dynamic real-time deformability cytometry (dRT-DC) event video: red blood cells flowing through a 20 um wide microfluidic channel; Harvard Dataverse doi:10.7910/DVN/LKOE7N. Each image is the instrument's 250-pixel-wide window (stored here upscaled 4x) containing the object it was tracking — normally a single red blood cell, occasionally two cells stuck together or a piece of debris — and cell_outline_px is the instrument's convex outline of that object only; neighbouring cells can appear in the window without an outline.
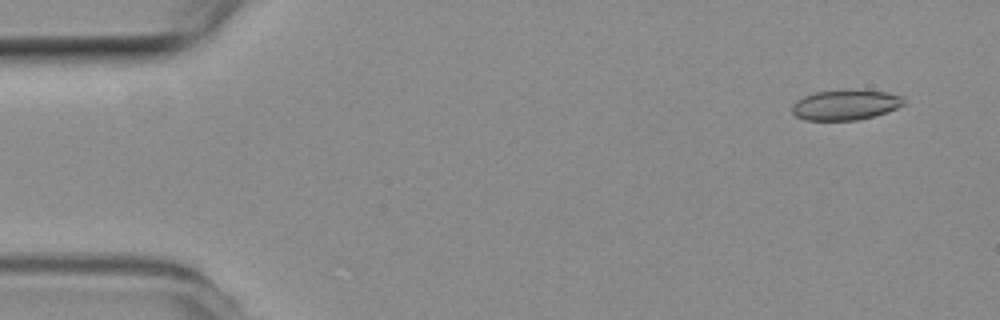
{"species": "common noctule bat (a hibernating species)", "species_latin": "Nyctalus noctula", "temperature_condition": "room temperature", "stored_images_in_passage": 26, "camera_frame_rate_fps": 3000, "um_per_image_px": 0.085, "animal": {"sex": "female", "body_mass_g": 19.3, "forearm_length_mm": 54.1}, "frame": {"image": 1, "passage_image": 4, "time_ms": 1.0, "image_size_px": [1000, 320], "cell_outline_px": [[904, 104], [888, 112], [856, 120], [804, 120], [796, 116], [792, 112], [792, 104], [804, 96], [816, 92], [884, 92], [904, 96]], "centroid_in_image_um": [71.85, 8.96], "position_along_channel_um": 13.2, "area_um2": 18.9}}
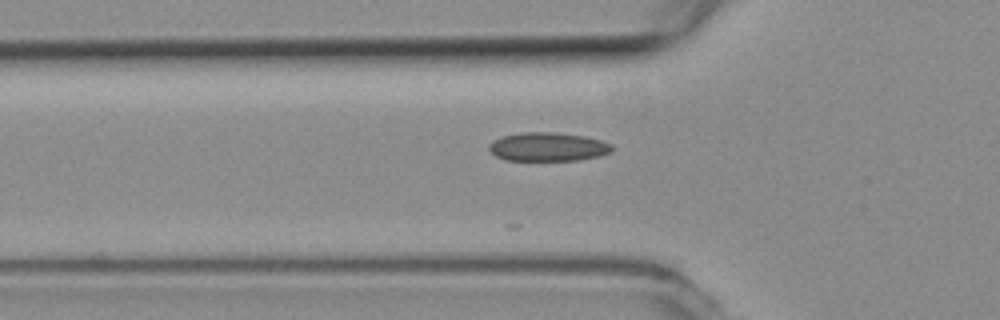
{"frame": {"image": 2, "passage_image": 18, "time_ms": 5.667, "image_size_px": [1000, 320], "cell_outline_px": [[612, 152], [600, 156], [580, 160], [504, 160], [496, 156], [488, 148], [488, 144], [492, 140], [500, 136], [520, 132], [552, 132], [584, 136], [600, 140], [612, 144]], "centroid_in_image_um": [46.55, 12.48], "position_along_channel_um": 79.3, "area_um2": 20.75}}
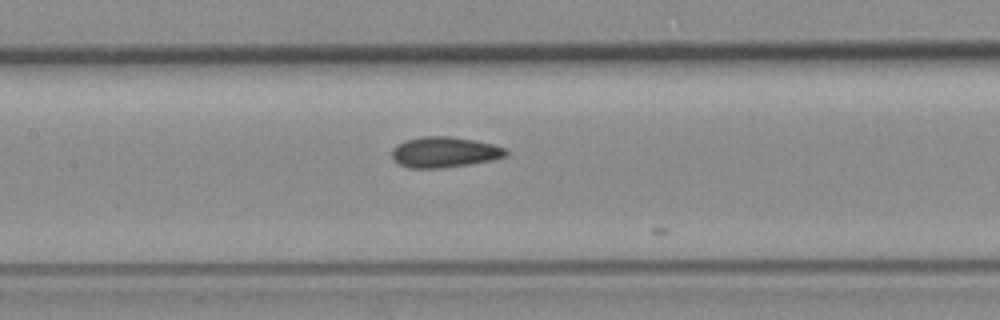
{"frame": {"image": 3, "passage_image": 25, "time_ms": 8.0, "image_size_px": [1000, 320], "cell_outline_px": [[508, 156], [492, 160], [468, 164], [440, 168], [408, 168], [400, 164], [392, 156], [392, 148], [404, 140], [420, 136], [452, 136], [492, 144], [504, 148], [508, 152]], "centroid_in_image_um": [37.77, 12.92], "position_along_channel_um": 169.6, "area_um2": 20.29}}